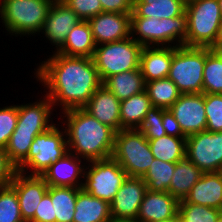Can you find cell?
Returning a JSON list of instances; mask_svg holds the SVG:
<instances>
[{
	"label": "cell",
	"mask_w": 222,
	"mask_h": 222,
	"mask_svg": "<svg viewBox=\"0 0 222 222\" xmlns=\"http://www.w3.org/2000/svg\"><path fill=\"white\" fill-rule=\"evenodd\" d=\"M112 157L130 177H143L154 160L148 140L138 129L115 133Z\"/></svg>",
	"instance_id": "obj_7"
},
{
	"label": "cell",
	"mask_w": 222,
	"mask_h": 222,
	"mask_svg": "<svg viewBox=\"0 0 222 222\" xmlns=\"http://www.w3.org/2000/svg\"><path fill=\"white\" fill-rule=\"evenodd\" d=\"M203 93L222 94V50L205 47Z\"/></svg>",
	"instance_id": "obj_31"
},
{
	"label": "cell",
	"mask_w": 222,
	"mask_h": 222,
	"mask_svg": "<svg viewBox=\"0 0 222 222\" xmlns=\"http://www.w3.org/2000/svg\"><path fill=\"white\" fill-rule=\"evenodd\" d=\"M186 158L203 173L222 170V132L201 131L186 137Z\"/></svg>",
	"instance_id": "obj_11"
},
{
	"label": "cell",
	"mask_w": 222,
	"mask_h": 222,
	"mask_svg": "<svg viewBox=\"0 0 222 222\" xmlns=\"http://www.w3.org/2000/svg\"><path fill=\"white\" fill-rule=\"evenodd\" d=\"M0 222H25L17 193L10 184L0 187Z\"/></svg>",
	"instance_id": "obj_35"
},
{
	"label": "cell",
	"mask_w": 222,
	"mask_h": 222,
	"mask_svg": "<svg viewBox=\"0 0 222 222\" xmlns=\"http://www.w3.org/2000/svg\"><path fill=\"white\" fill-rule=\"evenodd\" d=\"M184 5H188L191 2H194L195 0H180Z\"/></svg>",
	"instance_id": "obj_47"
},
{
	"label": "cell",
	"mask_w": 222,
	"mask_h": 222,
	"mask_svg": "<svg viewBox=\"0 0 222 222\" xmlns=\"http://www.w3.org/2000/svg\"><path fill=\"white\" fill-rule=\"evenodd\" d=\"M142 48L131 36L96 46L92 59L102 83L114 74L139 69Z\"/></svg>",
	"instance_id": "obj_8"
},
{
	"label": "cell",
	"mask_w": 222,
	"mask_h": 222,
	"mask_svg": "<svg viewBox=\"0 0 222 222\" xmlns=\"http://www.w3.org/2000/svg\"><path fill=\"white\" fill-rule=\"evenodd\" d=\"M73 222H113L110 204L81 188L77 193Z\"/></svg>",
	"instance_id": "obj_24"
},
{
	"label": "cell",
	"mask_w": 222,
	"mask_h": 222,
	"mask_svg": "<svg viewBox=\"0 0 222 222\" xmlns=\"http://www.w3.org/2000/svg\"><path fill=\"white\" fill-rule=\"evenodd\" d=\"M217 1H218L219 9H220L221 14H222V0H217Z\"/></svg>",
	"instance_id": "obj_48"
},
{
	"label": "cell",
	"mask_w": 222,
	"mask_h": 222,
	"mask_svg": "<svg viewBox=\"0 0 222 222\" xmlns=\"http://www.w3.org/2000/svg\"><path fill=\"white\" fill-rule=\"evenodd\" d=\"M158 222H180V218H179V215H177V216H174L170 219L161 220V221H158Z\"/></svg>",
	"instance_id": "obj_46"
},
{
	"label": "cell",
	"mask_w": 222,
	"mask_h": 222,
	"mask_svg": "<svg viewBox=\"0 0 222 222\" xmlns=\"http://www.w3.org/2000/svg\"><path fill=\"white\" fill-rule=\"evenodd\" d=\"M7 0H0V5H2Z\"/></svg>",
	"instance_id": "obj_51"
},
{
	"label": "cell",
	"mask_w": 222,
	"mask_h": 222,
	"mask_svg": "<svg viewBox=\"0 0 222 222\" xmlns=\"http://www.w3.org/2000/svg\"><path fill=\"white\" fill-rule=\"evenodd\" d=\"M37 101L18 105V121L15 130L47 131L53 122V104L50 99L42 95Z\"/></svg>",
	"instance_id": "obj_20"
},
{
	"label": "cell",
	"mask_w": 222,
	"mask_h": 222,
	"mask_svg": "<svg viewBox=\"0 0 222 222\" xmlns=\"http://www.w3.org/2000/svg\"><path fill=\"white\" fill-rule=\"evenodd\" d=\"M169 110L178 121L186 137L206 130L207 118L205 113L204 93L181 94Z\"/></svg>",
	"instance_id": "obj_12"
},
{
	"label": "cell",
	"mask_w": 222,
	"mask_h": 222,
	"mask_svg": "<svg viewBox=\"0 0 222 222\" xmlns=\"http://www.w3.org/2000/svg\"><path fill=\"white\" fill-rule=\"evenodd\" d=\"M53 1L7 0L0 5V20L10 36L40 35Z\"/></svg>",
	"instance_id": "obj_4"
},
{
	"label": "cell",
	"mask_w": 222,
	"mask_h": 222,
	"mask_svg": "<svg viewBox=\"0 0 222 222\" xmlns=\"http://www.w3.org/2000/svg\"><path fill=\"white\" fill-rule=\"evenodd\" d=\"M154 158L176 163L186 158V137L165 135L148 141Z\"/></svg>",
	"instance_id": "obj_29"
},
{
	"label": "cell",
	"mask_w": 222,
	"mask_h": 222,
	"mask_svg": "<svg viewBox=\"0 0 222 222\" xmlns=\"http://www.w3.org/2000/svg\"><path fill=\"white\" fill-rule=\"evenodd\" d=\"M179 203H192L222 210V173H203L189 194Z\"/></svg>",
	"instance_id": "obj_21"
},
{
	"label": "cell",
	"mask_w": 222,
	"mask_h": 222,
	"mask_svg": "<svg viewBox=\"0 0 222 222\" xmlns=\"http://www.w3.org/2000/svg\"><path fill=\"white\" fill-rule=\"evenodd\" d=\"M217 222H222V214L219 216Z\"/></svg>",
	"instance_id": "obj_50"
},
{
	"label": "cell",
	"mask_w": 222,
	"mask_h": 222,
	"mask_svg": "<svg viewBox=\"0 0 222 222\" xmlns=\"http://www.w3.org/2000/svg\"><path fill=\"white\" fill-rule=\"evenodd\" d=\"M187 34L184 46L215 49L222 20L217 0H195L185 6Z\"/></svg>",
	"instance_id": "obj_5"
},
{
	"label": "cell",
	"mask_w": 222,
	"mask_h": 222,
	"mask_svg": "<svg viewBox=\"0 0 222 222\" xmlns=\"http://www.w3.org/2000/svg\"><path fill=\"white\" fill-rule=\"evenodd\" d=\"M162 124L165 129L166 135L176 137H186L174 115L169 109L162 108Z\"/></svg>",
	"instance_id": "obj_44"
},
{
	"label": "cell",
	"mask_w": 222,
	"mask_h": 222,
	"mask_svg": "<svg viewBox=\"0 0 222 222\" xmlns=\"http://www.w3.org/2000/svg\"><path fill=\"white\" fill-rule=\"evenodd\" d=\"M57 124L34 138L27 156L15 167L16 171L41 176L51 164L68 152L65 129L62 124L59 129L60 123Z\"/></svg>",
	"instance_id": "obj_6"
},
{
	"label": "cell",
	"mask_w": 222,
	"mask_h": 222,
	"mask_svg": "<svg viewBox=\"0 0 222 222\" xmlns=\"http://www.w3.org/2000/svg\"><path fill=\"white\" fill-rule=\"evenodd\" d=\"M203 172L187 158L175 163L168 192L179 201L185 199Z\"/></svg>",
	"instance_id": "obj_27"
},
{
	"label": "cell",
	"mask_w": 222,
	"mask_h": 222,
	"mask_svg": "<svg viewBox=\"0 0 222 222\" xmlns=\"http://www.w3.org/2000/svg\"><path fill=\"white\" fill-rule=\"evenodd\" d=\"M173 57V47H143L139 68L144 81L167 78Z\"/></svg>",
	"instance_id": "obj_22"
},
{
	"label": "cell",
	"mask_w": 222,
	"mask_h": 222,
	"mask_svg": "<svg viewBox=\"0 0 222 222\" xmlns=\"http://www.w3.org/2000/svg\"><path fill=\"white\" fill-rule=\"evenodd\" d=\"M18 121V104L0 107V147L6 148Z\"/></svg>",
	"instance_id": "obj_39"
},
{
	"label": "cell",
	"mask_w": 222,
	"mask_h": 222,
	"mask_svg": "<svg viewBox=\"0 0 222 222\" xmlns=\"http://www.w3.org/2000/svg\"><path fill=\"white\" fill-rule=\"evenodd\" d=\"M81 19L61 0H54L47 13L46 21L41 30L46 40L55 45L57 51L65 42L68 33Z\"/></svg>",
	"instance_id": "obj_15"
},
{
	"label": "cell",
	"mask_w": 222,
	"mask_h": 222,
	"mask_svg": "<svg viewBox=\"0 0 222 222\" xmlns=\"http://www.w3.org/2000/svg\"><path fill=\"white\" fill-rule=\"evenodd\" d=\"M221 214L222 210L215 208L192 203H179L180 222H217Z\"/></svg>",
	"instance_id": "obj_36"
},
{
	"label": "cell",
	"mask_w": 222,
	"mask_h": 222,
	"mask_svg": "<svg viewBox=\"0 0 222 222\" xmlns=\"http://www.w3.org/2000/svg\"><path fill=\"white\" fill-rule=\"evenodd\" d=\"M10 185L17 193L23 220L29 222L34 217L42 197L48 191V184L41 176L26 175L16 171Z\"/></svg>",
	"instance_id": "obj_14"
},
{
	"label": "cell",
	"mask_w": 222,
	"mask_h": 222,
	"mask_svg": "<svg viewBox=\"0 0 222 222\" xmlns=\"http://www.w3.org/2000/svg\"><path fill=\"white\" fill-rule=\"evenodd\" d=\"M81 188L50 186L55 222H73L77 193Z\"/></svg>",
	"instance_id": "obj_30"
},
{
	"label": "cell",
	"mask_w": 222,
	"mask_h": 222,
	"mask_svg": "<svg viewBox=\"0 0 222 222\" xmlns=\"http://www.w3.org/2000/svg\"><path fill=\"white\" fill-rule=\"evenodd\" d=\"M174 171L175 163L161 161L154 158L148 171L142 177L146 183L147 190L168 192Z\"/></svg>",
	"instance_id": "obj_33"
},
{
	"label": "cell",
	"mask_w": 222,
	"mask_h": 222,
	"mask_svg": "<svg viewBox=\"0 0 222 222\" xmlns=\"http://www.w3.org/2000/svg\"><path fill=\"white\" fill-rule=\"evenodd\" d=\"M215 50H222V20L219 26V32L215 42Z\"/></svg>",
	"instance_id": "obj_45"
},
{
	"label": "cell",
	"mask_w": 222,
	"mask_h": 222,
	"mask_svg": "<svg viewBox=\"0 0 222 222\" xmlns=\"http://www.w3.org/2000/svg\"><path fill=\"white\" fill-rule=\"evenodd\" d=\"M204 103L207 118L206 130L222 132V94L204 93Z\"/></svg>",
	"instance_id": "obj_37"
},
{
	"label": "cell",
	"mask_w": 222,
	"mask_h": 222,
	"mask_svg": "<svg viewBox=\"0 0 222 222\" xmlns=\"http://www.w3.org/2000/svg\"><path fill=\"white\" fill-rule=\"evenodd\" d=\"M68 152L90 162L112 157L115 131L102 124L83 108L61 112ZM62 121V122H61Z\"/></svg>",
	"instance_id": "obj_2"
},
{
	"label": "cell",
	"mask_w": 222,
	"mask_h": 222,
	"mask_svg": "<svg viewBox=\"0 0 222 222\" xmlns=\"http://www.w3.org/2000/svg\"><path fill=\"white\" fill-rule=\"evenodd\" d=\"M83 109L115 132L121 130L120 100L104 85L95 91Z\"/></svg>",
	"instance_id": "obj_19"
},
{
	"label": "cell",
	"mask_w": 222,
	"mask_h": 222,
	"mask_svg": "<svg viewBox=\"0 0 222 222\" xmlns=\"http://www.w3.org/2000/svg\"><path fill=\"white\" fill-rule=\"evenodd\" d=\"M43 132L14 130L5 148L8 160L16 167L27 156L34 138Z\"/></svg>",
	"instance_id": "obj_34"
},
{
	"label": "cell",
	"mask_w": 222,
	"mask_h": 222,
	"mask_svg": "<svg viewBox=\"0 0 222 222\" xmlns=\"http://www.w3.org/2000/svg\"><path fill=\"white\" fill-rule=\"evenodd\" d=\"M179 200L169 192L147 190L140 204L136 220L139 222H158L178 215Z\"/></svg>",
	"instance_id": "obj_18"
},
{
	"label": "cell",
	"mask_w": 222,
	"mask_h": 222,
	"mask_svg": "<svg viewBox=\"0 0 222 222\" xmlns=\"http://www.w3.org/2000/svg\"><path fill=\"white\" fill-rule=\"evenodd\" d=\"M15 172V166L8 160L5 149L0 147V187L10 184Z\"/></svg>",
	"instance_id": "obj_43"
},
{
	"label": "cell",
	"mask_w": 222,
	"mask_h": 222,
	"mask_svg": "<svg viewBox=\"0 0 222 222\" xmlns=\"http://www.w3.org/2000/svg\"><path fill=\"white\" fill-rule=\"evenodd\" d=\"M180 0H133L131 17L173 18L185 12Z\"/></svg>",
	"instance_id": "obj_26"
},
{
	"label": "cell",
	"mask_w": 222,
	"mask_h": 222,
	"mask_svg": "<svg viewBox=\"0 0 222 222\" xmlns=\"http://www.w3.org/2000/svg\"><path fill=\"white\" fill-rule=\"evenodd\" d=\"M96 46L131 36V14L102 12L88 20Z\"/></svg>",
	"instance_id": "obj_16"
},
{
	"label": "cell",
	"mask_w": 222,
	"mask_h": 222,
	"mask_svg": "<svg viewBox=\"0 0 222 222\" xmlns=\"http://www.w3.org/2000/svg\"><path fill=\"white\" fill-rule=\"evenodd\" d=\"M95 48L96 43L90 24L88 21L81 20L68 33L64 44L55 52L66 56L92 58Z\"/></svg>",
	"instance_id": "obj_23"
},
{
	"label": "cell",
	"mask_w": 222,
	"mask_h": 222,
	"mask_svg": "<svg viewBox=\"0 0 222 222\" xmlns=\"http://www.w3.org/2000/svg\"><path fill=\"white\" fill-rule=\"evenodd\" d=\"M145 91L152 106L164 109H169L182 94L168 77L146 82Z\"/></svg>",
	"instance_id": "obj_32"
},
{
	"label": "cell",
	"mask_w": 222,
	"mask_h": 222,
	"mask_svg": "<svg viewBox=\"0 0 222 222\" xmlns=\"http://www.w3.org/2000/svg\"><path fill=\"white\" fill-rule=\"evenodd\" d=\"M120 101L145 91V81L139 69L108 77L103 83Z\"/></svg>",
	"instance_id": "obj_25"
},
{
	"label": "cell",
	"mask_w": 222,
	"mask_h": 222,
	"mask_svg": "<svg viewBox=\"0 0 222 222\" xmlns=\"http://www.w3.org/2000/svg\"><path fill=\"white\" fill-rule=\"evenodd\" d=\"M86 164L82 189L110 204L127 178V173L113 157Z\"/></svg>",
	"instance_id": "obj_10"
},
{
	"label": "cell",
	"mask_w": 222,
	"mask_h": 222,
	"mask_svg": "<svg viewBox=\"0 0 222 222\" xmlns=\"http://www.w3.org/2000/svg\"><path fill=\"white\" fill-rule=\"evenodd\" d=\"M146 191L147 186L142 177L127 176L110 203L113 222L136 220Z\"/></svg>",
	"instance_id": "obj_13"
},
{
	"label": "cell",
	"mask_w": 222,
	"mask_h": 222,
	"mask_svg": "<svg viewBox=\"0 0 222 222\" xmlns=\"http://www.w3.org/2000/svg\"><path fill=\"white\" fill-rule=\"evenodd\" d=\"M29 222H55L50 186L38 204L34 217Z\"/></svg>",
	"instance_id": "obj_41"
},
{
	"label": "cell",
	"mask_w": 222,
	"mask_h": 222,
	"mask_svg": "<svg viewBox=\"0 0 222 222\" xmlns=\"http://www.w3.org/2000/svg\"><path fill=\"white\" fill-rule=\"evenodd\" d=\"M130 32L131 37L143 47L183 46L187 34V15L184 12L173 18L131 17Z\"/></svg>",
	"instance_id": "obj_3"
},
{
	"label": "cell",
	"mask_w": 222,
	"mask_h": 222,
	"mask_svg": "<svg viewBox=\"0 0 222 222\" xmlns=\"http://www.w3.org/2000/svg\"><path fill=\"white\" fill-rule=\"evenodd\" d=\"M71 8L83 21H88L92 17L102 13L100 0H61Z\"/></svg>",
	"instance_id": "obj_40"
},
{
	"label": "cell",
	"mask_w": 222,
	"mask_h": 222,
	"mask_svg": "<svg viewBox=\"0 0 222 222\" xmlns=\"http://www.w3.org/2000/svg\"><path fill=\"white\" fill-rule=\"evenodd\" d=\"M103 12L131 14L133 0H100Z\"/></svg>",
	"instance_id": "obj_42"
},
{
	"label": "cell",
	"mask_w": 222,
	"mask_h": 222,
	"mask_svg": "<svg viewBox=\"0 0 222 222\" xmlns=\"http://www.w3.org/2000/svg\"><path fill=\"white\" fill-rule=\"evenodd\" d=\"M34 75L44 90L47 89L44 95L53 107H61L62 112L83 108L102 85L92 58L66 56L55 51L40 62Z\"/></svg>",
	"instance_id": "obj_1"
},
{
	"label": "cell",
	"mask_w": 222,
	"mask_h": 222,
	"mask_svg": "<svg viewBox=\"0 0 222 222\" xmlns=\"http://www.w3.org/2000/svg\"><path fill=\"white\" fill-rule=\"evenodd\" d=\"M138 130L150 141L166 135L162 124V108L151 107Z\"/></svg>",
	"instance_id": "obj_38"
},
{
	"label": "cell",
	"mask_w": 222,
	"mask_h": 222,
	"mask_svg": "<svg viewBox=\"0 0 222 222\" xmlns=\"http://www.w3.org/2000/svg\"><path fill=\"white\" fill-rule=\"evenodd\" d=\"M151 107L146 91L120 101L121 130L138 129Z\"/></svg>",
	"instance_id": "obj_28"
},
{
	"label": "cell",
	"mask_w": 222,
	"mask_h": 222,
	"mask_svg": "<svg viewBox=\"0 0 222 222\" xmlns=\"http://www.w3.org/2000/svg\"><path fill=\"white\" fill-rule=\"evenodd\" d=\"M117 222H139L137 220H121V221H117Z\"/></svg>",
	"instance_id": "obj_49"
},
{
	"label": "cell",
	"mask_w": 222,
	"mask_h": 222,
	"mask_svg": "<svg viewBox=\"0 0 222 222\" xmlns=\"http://www.w3.org/2000/svg\"><path fill=\"white\" fill-rule=\"evenodd\" d=\"M85 166L86 162L84 163L80 157L67 152L61 159L51 164L41 177L48 186L82 188Z\"/></svg>",
	"instance_id": "obj_17"
},
{
	"label": "cell",
	"mask_w": 222,
	"mask_h": 222,
	"mask_svg": "<svg viewBox=\"0 0 222 222\" xmlns=\"http://www.w3.org/2000/svg\"><path fill=\"white\" fill-rule=\"evenodd\" d=\"M205 47H173V57L168 78L182 94L203 93Z\"/></svg>",
	"instance_id": "obj_9"
}]
</instances>
